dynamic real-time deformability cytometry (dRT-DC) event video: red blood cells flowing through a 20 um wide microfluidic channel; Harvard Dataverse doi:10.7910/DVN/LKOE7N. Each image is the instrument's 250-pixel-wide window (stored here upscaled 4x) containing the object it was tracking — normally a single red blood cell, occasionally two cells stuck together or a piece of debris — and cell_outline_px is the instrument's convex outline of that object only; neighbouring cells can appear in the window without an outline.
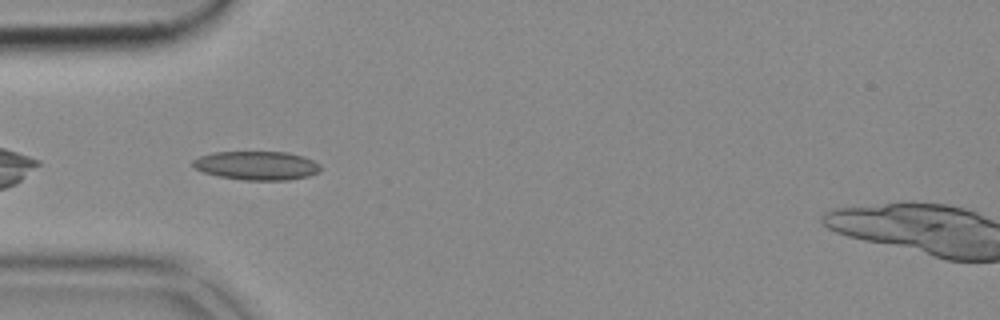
{"species": "common noctule bat (a hibernating species)", "species_latin": "Nyctalus noctula", "temperature_condition": "cold", "stored_images_in_passage": 39, "camera_frame_rate_fps": 3000, "um_per_image_px": 0.085, "animal": {"sex": "female", "body_mass_g": 18.4}, "frame": {"image": 1, "passage_image": 2, "time_ms": 0.333, "image_size_px": [1000, 320], "cell_outline_px": [[320, 172], [308, 176], [288, 180], [244, 180], [220, 176], [204, 172], [196, 168], [192, 164], [192, 160], [200, 156], [212, 152], [288, 152], [304, 156], [320, 164]], "centroid_in_image_um": [21.85, 14.06], "position_along_channel_um": 63.2, "area_um2": 21.39}}
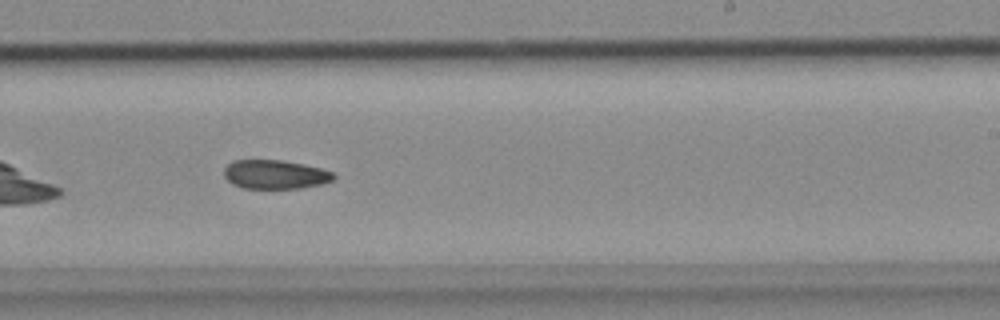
{"frame": {"image": 2, "passage_image": 18, "time_ms": 5.667, "image_size_px": [1000, 320], "cell_outline_px": [[336, 176], [332, 180], [320, 184], [300, 188], [244, 188], [232, 184], [224, 176], [224, 168], [232, 160], [280, 160], [304, 164], [320, 168], [332, 172]], "centroid_in_image_um": [23.36, 14.82], "position_along_channel_um": 265.6, "area_um2": 18.38}}
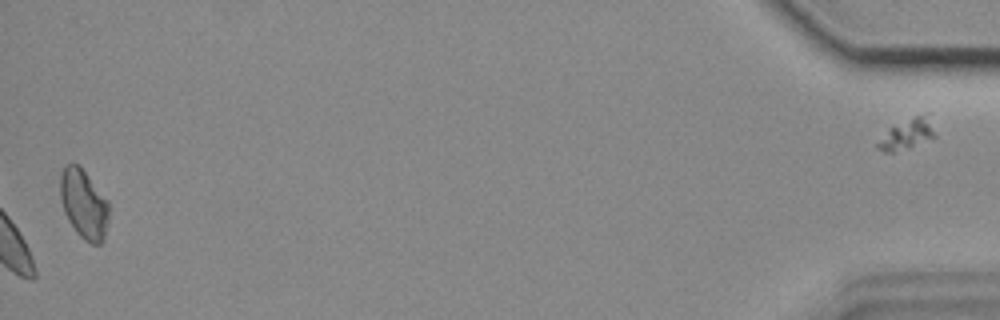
{"frame": {"image": 3, "passage_image": 38, "time_ms": 12.333, "image_size_px": [1000, 320], "cell_outline_px": [[108, 220], [104, 240], [100, 244], [92, 244], [84, 240], [76, 232], [68, 220], [64, 212], [60, 200], [60, 172], [64, 164], [76, 164], [88, 176], [108, 200]], "centroid_in_image_um": [7.1, 17.36], "position_along_channel_um": 428.1, "area_um2": 19.65}}